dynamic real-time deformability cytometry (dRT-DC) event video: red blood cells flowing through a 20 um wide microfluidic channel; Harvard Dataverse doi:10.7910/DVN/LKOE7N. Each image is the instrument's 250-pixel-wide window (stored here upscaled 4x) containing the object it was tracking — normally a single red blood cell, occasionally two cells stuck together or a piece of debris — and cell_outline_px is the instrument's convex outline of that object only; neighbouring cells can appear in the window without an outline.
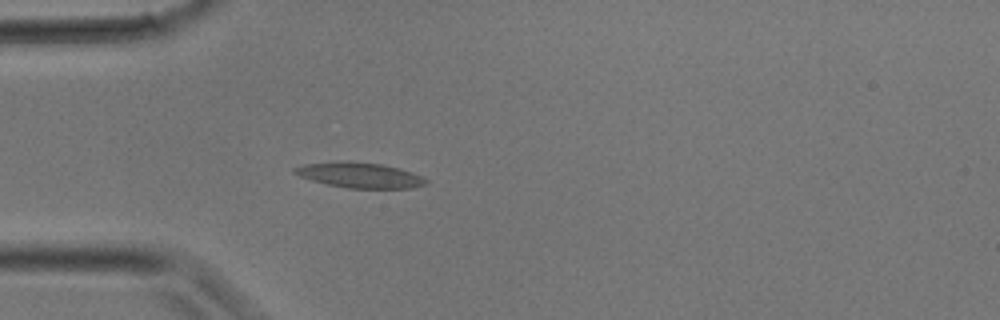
{"species": "common noctule bat (a hibernating species)", "species_latin": "Nyctalus noctula", "temperature_condition": "room temperature", "stored_images_in_passage": 30, "camera_frame_rate_fps": 3000, "um_per_image_px": 0.085, "animal": {"sex": "male", "body_mass_g": 17.9}, "frame": {"image": 1, "passage_image": 7, "time_ms": 2.0, "image_size_px": [1000, 320], "cell_outline_px": [[428, 184], [412, 188], [348, 188], [328, 184], [312, 180], [300, 176], [292, 172], [292, 168], [304, 164], [336, 160], [344, 160], [380, 164], [400, 168], [412, 172], [428, 180]], "centroid_in_image_um": [30.56, 14.87], "position_along_channel_um": 54.4, "area_um2": 19.54}}
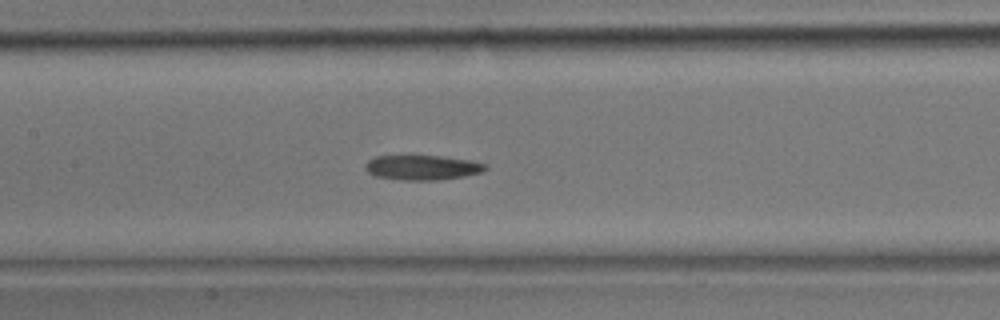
{"frame": {"image": 2, "passage_image": 13, "time_ms": 4.0, "image_size_px": [1000, 320], "cell_outline_px": [[488, 168], [484, 172], [464, 176], [440, 180], [400, 180], [376, 176], [368, 172], [364, 168], [364, 164], [368, 160], [376, 156], [440, 156], [468, 160], [488, 164]], "centroid_in_image_um": [35.91, 14.24], "position_along_channel_um": 171.5, "area_um2": 17.46}}
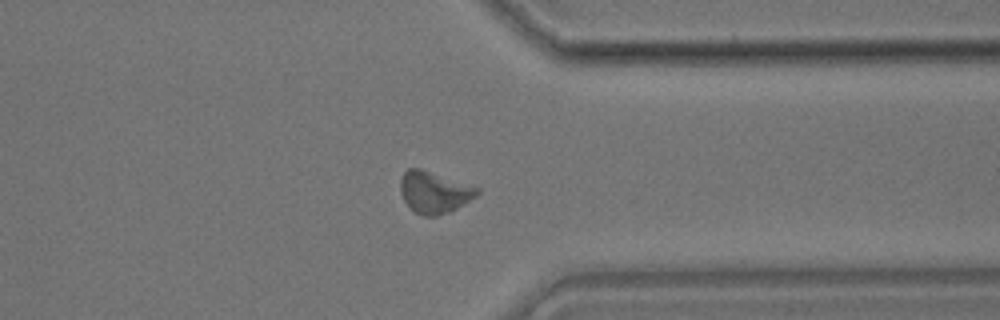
{"frame": {"image": 3, "passage_image": 23, "time_ms": 7.333, "image_size_px": [1000, 320], "cell_outline_px": [[480, 192], [476, 196], [464, 204], [448, 212], [436, 216], [424, 216], [416, 212], [404, 200], [400, 192], [400, 180], [404, 172], [408, 168], [420, 168], [480, 188]], "centroid_in_image_um": [36.9, 16.33], "position_along_channel_um": 374.5, "area_um2": 18.44}}